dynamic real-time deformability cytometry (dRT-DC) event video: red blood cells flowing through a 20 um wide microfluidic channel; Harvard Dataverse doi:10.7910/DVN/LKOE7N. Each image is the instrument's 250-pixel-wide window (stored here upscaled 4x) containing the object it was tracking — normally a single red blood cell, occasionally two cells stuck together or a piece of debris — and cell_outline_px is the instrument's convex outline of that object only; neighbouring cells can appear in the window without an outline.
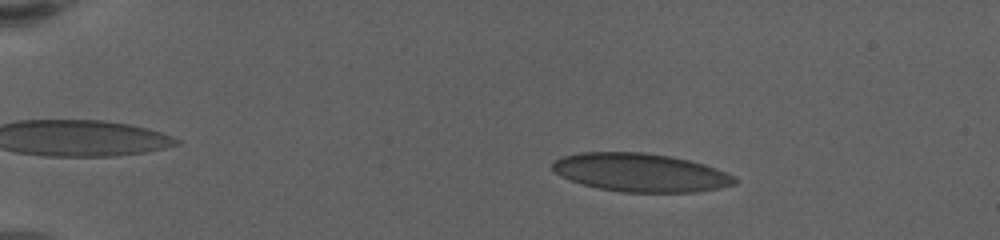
{"species": "human", "species_latin": "Homo sapiens", "temperature_condition": "warm", "stored_images_in_passage": 61, "camera_frame_rate_fps": 3000, "um_per_image_px": 0.085, "donor": {"sex": "female"}, "frame": {"image": 1, "passage_image": 11, "time_ms": 3.333, "image_size_px": [1000, 240], "cell_outline_px": [[736, 184], [720, 188], [696, 192], [620, 192], [600, 188], [584, 184], [560, 176], [552, 168], [552, 164], [556, 160], [564, 156], [580, 152], [644, 152], [668, 156], [688, 160], [704, 164], [736, 176]], "centroid_in_image_um": [54.47, 14.67], "position_along_channel_um": 30.5, "area_um2": 40.52}}
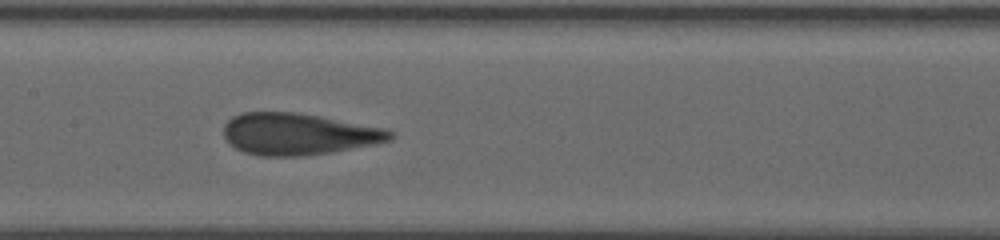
{"frame": {"image": 2, "passage_image": 32, "time_ms": 10.333, "image_size_px": [1000, 240], "cell_outline_px": [[396, 136], [392, 140], [332, 152], [304, 156], [260, 156], [244, 152], [236, 148], [224, 136], [224, 124], [232, 116], [240, 112], [296, 112], [320, 116], [380, 128], [396, 132]], "centroid_in_image_um": [25.34, 11.39], "position_along_channel_um": 182.1, "area_um2": 40.29}}
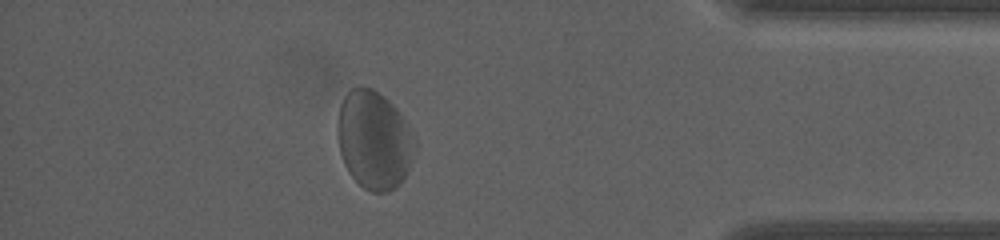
{"frame": {"image": 3, "passage_image": 54, "time_ms": 17.667, "image_size_px": [1000, 240], "cell_outline_px": [[416, 148], [408, 168], [400, 184], [396, 188], [388, 192], [372, 192], [364, 188], [348, 172], [344, 164], [340, 152], [336, 132], [336, 128], [340, 104], [344, 96], [352, 88], [360, 84], [372, 88], [384, 96], [396, 108], [408, 124], [416, 140]], "centroid_in_image_um": [31.78, 11.88], "position_along_channel_um": 403.4, "area_um2": 44.68}, "authors_computed_cell_mechanics": {"area_um2": 40.8646, "velocity_mm_per_s": 3.4153, "shape_relaxation_time_tau1_ms": 5.1313, "shape_relaxation_time_tau2_ms": null, "deformation_change_tau1": 0.1067, "deformation_change_tau2": null}}